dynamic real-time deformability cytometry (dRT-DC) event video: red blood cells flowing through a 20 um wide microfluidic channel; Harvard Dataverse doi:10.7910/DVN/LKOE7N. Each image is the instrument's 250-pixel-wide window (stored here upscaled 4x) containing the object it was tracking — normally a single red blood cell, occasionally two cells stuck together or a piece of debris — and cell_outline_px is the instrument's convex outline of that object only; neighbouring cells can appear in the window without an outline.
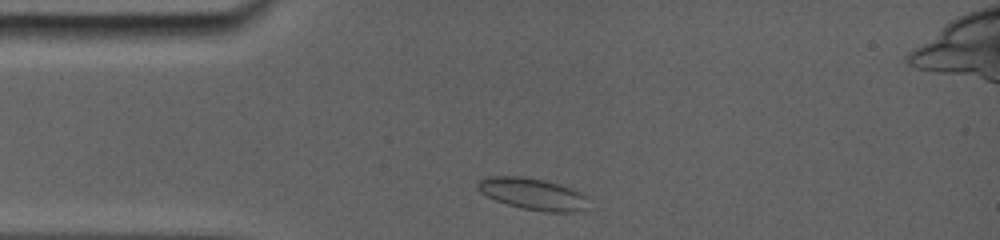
{"species": "common noctule bat (a hibernating species)", "species_latin": "Nyctalus noctula", "temperature_condition": "room temperature", "stored_images_in_passage": 19, "camera_frame_rate_fps": 5000, "um_per_image_px": 0.085, "animal": {"sex": "female", "body_mass_g": 19.0, "forearm_length_mm": 56.7}, "frame": {"image": 1, "passage_image": 1, "time_ms": 0.0, "image_size_px": [1000, 240], "cell_outline_px": [[588, 196], [584, 212], [544, 212], [520, 208], [496, 200], [480, 192], [476, 188], [476, 180], [488, 176], [524, 176], [544, 180], [560, 184], [584, 192]], "centroid_in_image_um": [45.3, 16.48], "position_along_channel_um": 39.7, "area_um2": 20.92}}
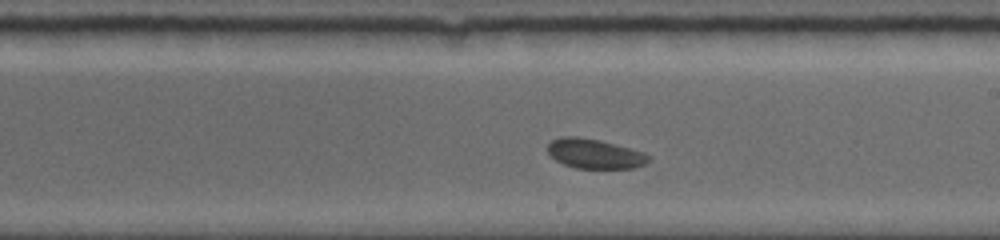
{"frame": {"image": 2, "passage_image": 11, "time_ms": 5.8, "image_size_px": [1000, 240], "cell_outline_px": [[652, 160], [636, 168], [576, 168], [564, 164], [556, 160], [548, 152], [548, 144], [552, 140], [560, 136], [576, 136], [596, 140], [644, 152]], "centroid_in_image_um": [50.54, 13.07], "position_along_channel_um": 238.5, "area_um2": 17.17}}
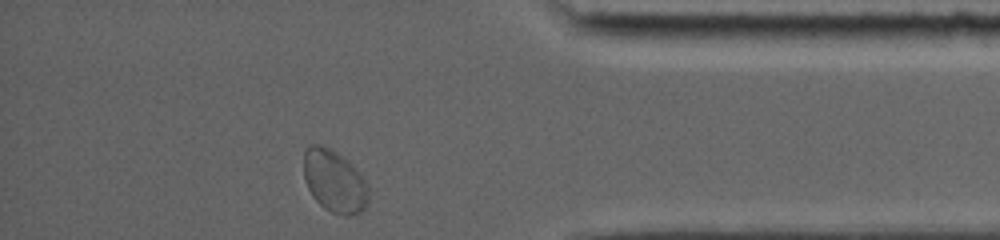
{"frame": {"image": 3, "passage_image": 19, "time_ms": 10.6, "image_size_px": [1000, 240], "cell_outline_px": [[368, 204], [360, 212], [348, 216], [344, 216], [332, 212], [324, 208], [312, 196], [304, 180], [304, 152], [312, 144], [320, 144], [336, 152], [356, 168], [364, 180], [368, 188]], "centroid_in_image_um": [28.42, 15.42], "position_along_channel_um": 406.8, "area_um2": 23.41}, "authors_computed_cell_mechanics": {"area_um2": 17.8024, "velocity_mm_per_s": 3.7732, "shape_relaxation_time_tau1_ms": 2.8579, "shape_relaxation_time_tau2_ms": 1.8147, "deformation_change_tau1": 0.0452, "deformation_change_tau2": 0.0507}}